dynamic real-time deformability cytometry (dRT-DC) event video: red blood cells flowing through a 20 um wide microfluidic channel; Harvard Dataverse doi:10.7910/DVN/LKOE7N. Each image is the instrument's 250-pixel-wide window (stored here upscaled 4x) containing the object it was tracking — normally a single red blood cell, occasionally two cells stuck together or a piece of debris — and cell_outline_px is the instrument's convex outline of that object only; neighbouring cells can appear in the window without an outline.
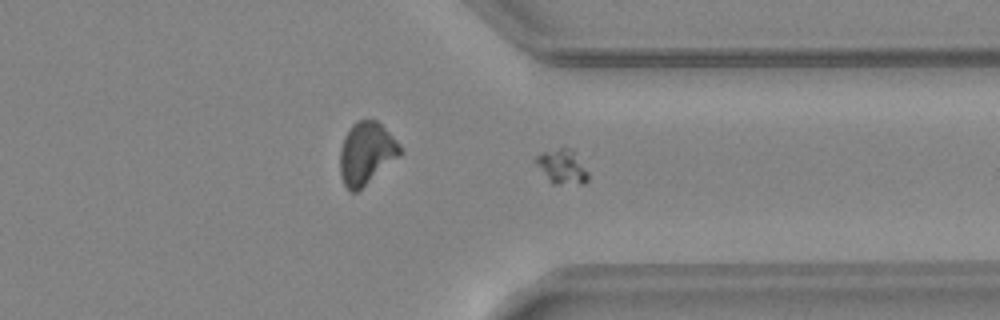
{"species": "common noctule bat (a hibernating species)", "species_latin": "Nyctalus noctula", "temperature_condition": "warm", "stored_images_in_passage": 40, "camera_frame_rate_fps": 3000, "um_per_image_px": 0.085, "animal": {"sex": "female", "body_mass_g": 24.6, "forearm_length_mm": 56.2}, "frame": {"image": 1, "passage_image": 28, "time_ms": 9.0, "image_size_px": [1000, 320], "cell_outline_px": [[588, 180], [584, 184], [552, 184], [548, 180], [536, 164], [536, 156], [540, 152], [560, 148], [572, 148], [588, 172]], "centroid_in_image_um": [47.78, 14.17], "position_along_channel_um": 363.6, "area_um2": 10.52}}
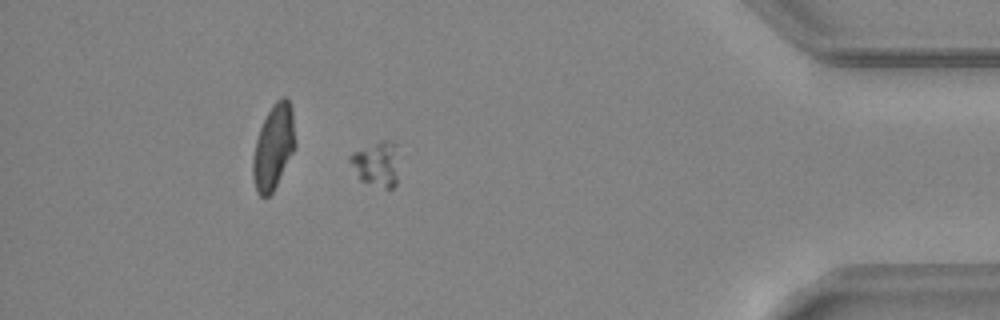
{"frame": {"image": 2, "passage_image": 34, "time_ms": 11.0, "image_size_px": [1000, 320], "cell_outline_px": [[396, 184], [392, 188], [384, 188], [360, 180], [348, 160], [348, 156], [352, 152], [380, 140], [392, 140], [396, 144]], "centroid_in_image_um": [31.97, 13.9], "position_along_channel_um": 403.2, "area_um2": 12.66}}